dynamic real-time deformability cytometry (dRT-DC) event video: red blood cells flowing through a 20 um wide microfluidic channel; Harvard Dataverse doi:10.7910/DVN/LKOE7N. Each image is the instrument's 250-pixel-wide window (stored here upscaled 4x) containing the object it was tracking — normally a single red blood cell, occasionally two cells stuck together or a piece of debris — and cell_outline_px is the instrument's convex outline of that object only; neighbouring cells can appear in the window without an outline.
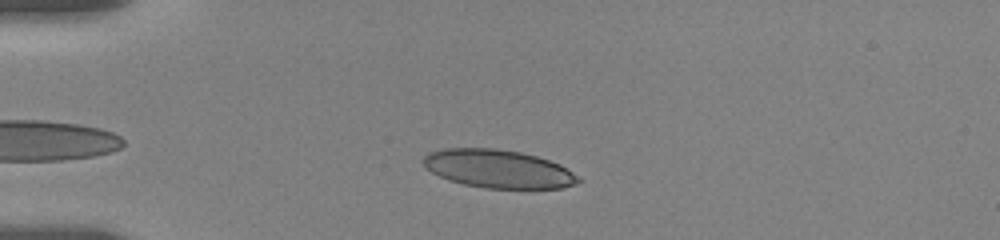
{"species": "human", "species_latin": "Homo sapiens", "temperature_condition": "room temperature", "stored_images_in_passage": 27, "camera_frame_rate_fps": 3000, "um_per_image_px": 0.085, "donor": {"sex": "female"}, "frame": {"image": 1, "passage_image": 14, "time_ms": 3.0, "image_size_px": [1000, 240], "cell_outline_px": [[580, 180], [576, 184], [560, 188], [484, 188], [464, 184], [448, 180], [424, 168], [424, 156], [428, 152], [444, 148], [496, 148], [520, 152], [536, 156], [560, 164], [572, 172]], "centroid_in_image_um": [42.31, 14.34], "position_along_channel_um": 42.7, "area_um2": 34.39}}
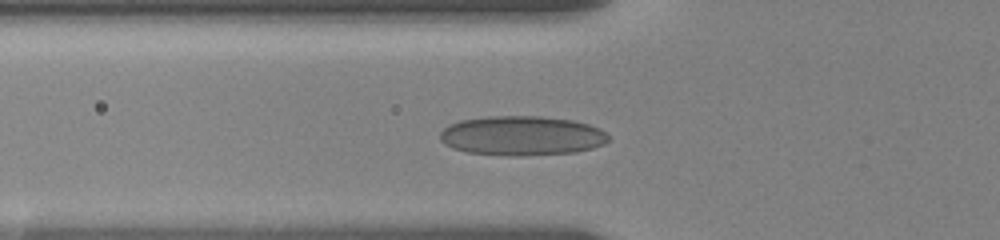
{"frame": {"image": 2, "passage_image": 23, "time_ms": 5.0, "image_size_px": [1000, 240], "cell_outline_px": [[608, 140], [604, 144], [592, 148], [576, 152], [516, 156], [508, 156], [468, 152], [452, 148], [444, 144], [440, 140], [440, 132], [448, 124], [460, 120], [488, 116], [540, 116], [572, 120], [588, 124], [600, 128], [608, 136]], "centroid_in_image_um": [44.33, 11.53], "position_along_channel_um": 81.5, "area_um2": 38.9}}